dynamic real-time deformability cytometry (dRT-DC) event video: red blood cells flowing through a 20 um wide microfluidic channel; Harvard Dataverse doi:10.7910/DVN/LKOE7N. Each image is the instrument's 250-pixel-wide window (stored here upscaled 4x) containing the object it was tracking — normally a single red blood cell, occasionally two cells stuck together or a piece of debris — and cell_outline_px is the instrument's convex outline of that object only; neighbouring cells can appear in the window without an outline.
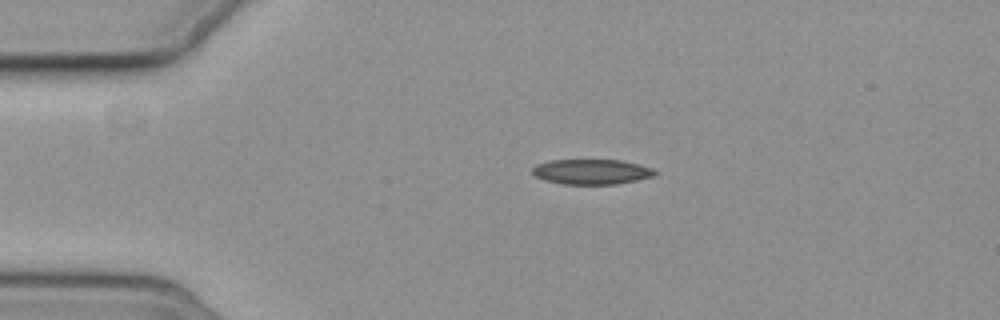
{"species": "common noctule bat (a hibernating species)", "species_latin": "Nyctalus noctula", "temperature_condition": "cold", "stored_images_in_passage": 7, "camera_frame_rate_fps": 3000, "um_per_image_px": 0.085, "animal": {"sex": "female", "body_mass_g": 19.3, "forearm_length_mm": 54.1}, "frame": {"image": 1, "passage_image": 1, "time_ms": 0.0, "image_size_px": [1000, 320], "cell_outline_px": [[660, 172], [656, 176], [616, 184], [560, 184], [544, 180], [536, 176], [532, 172], [532, 168], [536, 164], [548, 160], [624, 160], [640, 164], [652, 168]], "centroid_in_image_um": [50.32, 14.59], "position_along_channel_um": 34.7, "area_um2": 18.21}}
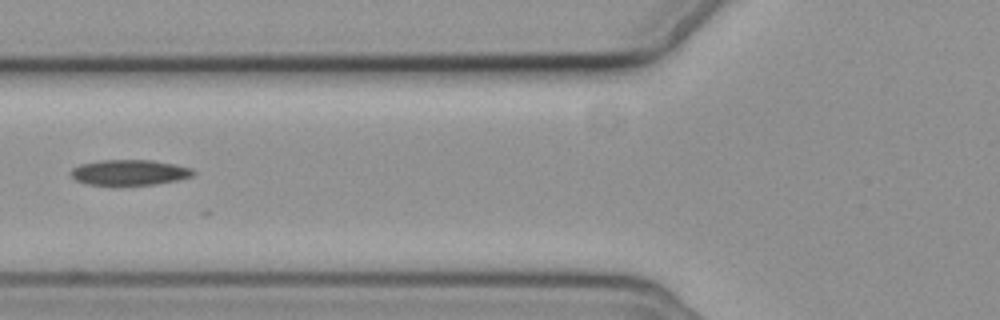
{"frame": {"image": 2, "passage_image": 4, "time_ms": 3.333, "image_size_px": [1000, 320], "cell_outline_px": [[196, 172], [192, 176], [176, 180], [152, 184], [112, 188], [88, 184], [76, 180], [72, 176], [72, 168], [80, 164], [100, 160], [152, 160], [192, 168]], "centroid_in_image_um": [10.96, 14.69], "position_along_channel_um": 114.8, "area_um2": 18.67}}
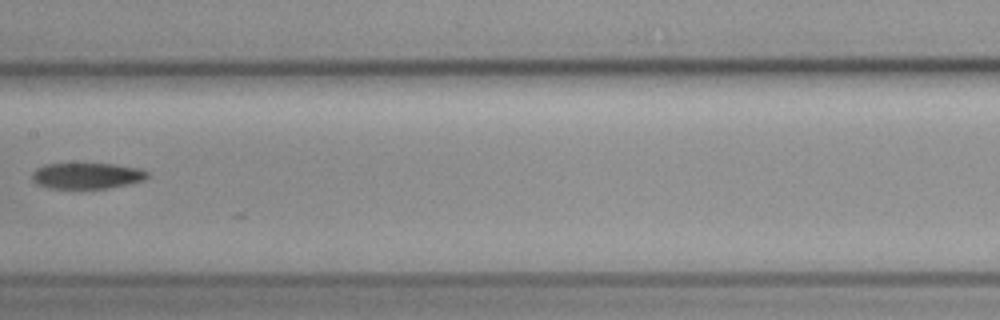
{"frame": {"image": 3, "passage_image": 6, "time_ms": 5.667, "image_size_px": [1000, 320], "cell_outline_px": [[148, 176], [144, 180], [128, 184], [108, 188], [48, 188], [36, 184], [32, 180], [32, 172], [36, 168], [44, 164], [116, 164], [140, 168], [148, 172]], "centroid_in_image_um": [7.37, 14.94], "position_along_channel_um": 200.0, "area_um2": 17.51}}